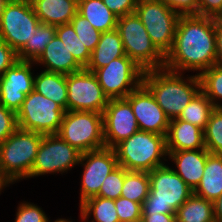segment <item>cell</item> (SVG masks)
<instances>
[{"mask_svg": "<svg viewBox=\"0 0 222 222\" xmlns=\"http://www.w3.org/2000/svg\"><path fill=\"white\" fill-rule=\"evenodd\" d=\"M124 183V167L118 166L104 180L99 190V197L117 199L121 197Z\"/></svg>", "mask_w": 222, "mask_h": 222, "instance_id": "e575fe53", "label": "cell"}, {"mask_svg": "<svg viewBox=\"0 0 222 222\" xmlns=\"http://www.w3.org/2000/svg\"><path fill=\"white\" fill-rule=\"evenodd\" d=\"M214 216L216 222H222V194L213 201Z\"/></svg>", "mask_w": 222, "mask_h": 222, "instance_id": "f6af8a7d", "label": "cell"}, {"mask_svg": "<svg viewBox=\"0 0 222 222\" xmlns=\"http://www.w3.org/2000/svg\"><path fill=\"white\" fill-rule=\"evenodd\" d=\"M114 150L118 165L128 171L150 172L166 165L161 158L167 161L168 156L166 136L141 130L122 140Z\"/></svg>", "mask_w": 222, "mask_h": 222, "instance_id": "277c9868", "label": "cell"}, {"mask_svg": "<svg viewBox=\"0 0 222 222\" xmlns=\"http://www.w3.org/2000/svg\"><path fill=\"white\" fill-rule=\"evenodd\" d=\"M37 63L46 67L45 71L65 75L83 69L57 35L54 36L52 41L45 47L43 53L33 64Z\"/></svg>", "mask_w": 222, "mask_h": 222, "instance_id": "ffe728a7", "label": "cell"}, {"mask_svg": "<svg viewBox=\"0 0 222 222\" xmlns=\"http://www.w3.org/2000/svg\"><path fill=\"white\" fill-rule=\"evenodd\" d=\"M79 164L84 166L80 189L81 204L91 197L98 196L105 178L119 165L114 148L107 147L81 153Z\"/></svg>", "mask_w": 222, "mask_h": 222, "instance_id": "5bb4252c", "label": "cell"}, {"mask_svg": "<svg viewBox=\"0 0 222 222\" xmlns=\"http://www.w3.org/2000/svg\"><path fill=\"white\" fill-rule=\"evenodd\" d=\"M41 23L59 26L70 23L78 11V0H30Z\"/></svg>", "mask_w": 222, "mask_h": 222, "instance_id": "44dd1931", "label": "cell"}, {"mask_svg": "<svg viewBox=\"0 0 222 222\" xmlns=\"http://www.w3.org/2000/svg\"><path fill=\"white\" fill-rule=\"evenodd\" d=\"M70 24L73 26L78 38L87 47L88 51L92 53L99 42L101 32L96 30L90 22L78 12L71 19Z\"/></svg>", "mask_w": 222, "mask_h": 222, "instance_id": "836d02e7", "label": "cell"}, {"mask_svg": "<svg viewBox=\"0 0 222 222\" xmlns=\"http://www.w3.org/2000/svg\"><path fill=\"white\" fill-rule=\"evenodd\" d=\"M197 74L200 77L201 91L215 107L222 108V104L217 102L219 99H222V65L215 64L202 73Z\"/></svg>", "mask_w": 222, "mask_h": 222, "instance_id": "1f68e13d", "label": "cell"}, {"mask_svg": "<svg viewBox=\"0 0 222 222\" xmlns=\"http://www.w3.org/2000/svg\"><path fill=\"white\" fill-rule=\"evenodd\" d=\"M50 222V221H49ZM54 222H72V221H70V220H66V219H57V220H55Z\"/></svg>", "mask_w": 222, "mask_h": 222, "instance_id": "c3c4849f", "label": "cell"}, {"mask_svg": "<svg viewBox=\"0 0 222 222\" xmlns=\"http://www.w3.org/2000/svg\"><path fill=\"white\" fill-rule=\"evenodd\" d=\"M65 110L53 100L32 90L17 112L18 127L43 135L59 132Z\"/></svg>", "mask_w": 222, "mask_h": 222, "instance_id": "30bf717a", "label": "cell"}, {"mask_svg": "<svg viewBox=\"0 0 222 222\" xmlns=\"http://www.w3.org/2000/svg\"><path fill=\"white\" fill-rule=\"evenodd\" d=\"M222 14V0H199V15L216 17Z\"/></svg>", "mask_w": 222, "mask_h": 222, "instance_id": "b9f144b4", "label": "cell"}, {"mask_svg": "<svg viewBox=\"0 0 222 222\" xmlns=\"http://www.w3.org/2000/svg\"><path fill=\"white\" fill-rule=\"evenodd\" d=\"M15 222H49V218L37 205L23 202L18 206Z\"/></svg>", "mask_w": 222, "mask_h": 222, "instance_id": "8d00e7d4", "label": "cell"}, {"mask_svg": "<svg viewBox=\"0 0 222 222\" xmlns=\"http://www.w3.org/2000/svg\"><path fill=\"white\" fill-rule=\"evenodd\" d=\"M206 149L212 154H222V108L216 107L204 130Z\"/></svg>", "mask_w": 222, "mask_h": 222, "instance_id": "d6a6232c", "label": "cell"}, {"mask_svg": "<svg viewBox=\"0 0 222 222\" xmlns=\"http://www.w3.org/2000/svg\"><path fill=\"white\" fill-rule=\"evenodd\" d=\"M143 72L140 66L124 55L93 73L104 94L109 99H118L125 98L142 83Z\"/></svg>", "mask_w": 222, "mask_h": 222, "instance_id": "8fae6325", "label": "cell"}, {"mask_svg": "<svg viewBox=\"0 0 222 222\" xmlns=\"http://www.w3.org/2000/svg\"><path fill=\"white\" fill-rule=\"evenodd\" d=\"M119 222H137L142 220V205L135 201L119 197L114 200Z\"/></svg>", "mask_w": 222, "mask_h": 222, "instance_id": "d590c367", "label": "cell"}, {"mask_svg": "<svg viewBox=\"0 0 222 222\" xmlns=\"http://www.w3.org/2000/svg\"><path fill=\"white\" fill-rule=\"evenodd\" d=\"M32 63L17 61L0 77V104L15 112L20 110L25 97L33 90Z\"/></svg>", "mask_w": 222, "mask_h": 222, "instance_id": "e0dca14e", "label": "cell"}, {"mask_svg": "<svg viewBox=\"0 0 222 222\" xmlns=\"http://www.w3.org/2000/svg\"><path fill=\"white\" fill-rule=\"evenodd\" d=\"M5 3H6L5 0H0V15H1L2 9L4 8Z\"/></svg>", "mask_w": 222, "mask_h": 222, "instance_id": "7dc6e473", "label": "cell"}, {"mask_svg": "<svg viewBox=\"0 0 222 222\" xmlns=\"http://www.w3.org/2000/svg\"><path fill=\"white\" fill-rule=\"evenodd\" d=\"M125 99L130 103L141 131L166 136L170 119L143 83Z\"/></svg>", "mask_w": 222, "mask_h": 222, "instance_id": "2e32d148", "label": "cell"}, {"mask_svg": "<svg viewBox=\"0 0 222 222\" xmlns=\"http://www.w3.org/2000/svg\"><path fill=\"white\" fill-rule=\"evenodd\" d=\"M167 152L168 158L177 166V170H173L194 191L204 174L206 159L210 152L207 149Z\"/></svg>", "mask_w": 222, "mask_h": 222, "instance_id": "ac0fdd59", "label": "cell"}, {"mask_svg": "<svg viewBox=\"0 0 222 222\" xmlns=\"http://www.w3.org/2000/svg\"><path fill=\"white\" fill-rule=\"evenodd\" d=\"M116 29L126 55L144 71L164 68L165 56L153 44L135 12L119 17Z\"/></svg>", "mask_w": 222, "mask_h": 222, "instance_id": "8992f818", "label": "cell"}, {"mask_svg": "<svg viewBox=\"0 0 222 222\" xmlns=\"http://www.w3.org/2000/svg\"><path fill=\"white\" fill-rule=\"evenodd\" d=\"M104 5L117 17L135 12L138 0H102Z\"/></svg>", "mask_w": 222, "mask_h": 222, "instance_id": "ab89813d", "label": "cell"}, {"mask_svg": "<svg viewBox=\"0 0 222 222\" xmlns=\"http://www.w3.org/2000/svg\"><path fill=\"white\" fill-rule=\"evenodd\" d=\"M57 134L81 153L106 147L103 113L65 111Z\"/></svg>", "mask_w": 222, "mask_h": 222, "instance_id": "52a82bcc", "label": "cell"}, {"mask_svg": "<svg viewBox=\"0 0 222 222\" xmlns=\"http://www.w3.org/2000/svg\"><path fill=\"white\" fill-rule=\"evenodd\" d=\"M11 182L3 175V173L0 171V192L5 188L7 185L9 186Z\"/></svg>", "mask_w": 222, "mask_h": 222, "instance_id": "bcb514c9", "label": "cell"}, {"mask_svg": "<svg viewBox=\"0 0 222 222\" xmlns=\"http://www.w3.org/2000/svg\"><path fill=\"white\" fill-rule=\"evenodd\" d=\"M17 61V53L6 42L0 40V77Z\"/></svg>", "mask_w": 222, "mask_h": 222, "instance_id": "60d3db41", "label": "cell"}, {"mask_svg": "<svg viewBox=\"0 0 222 222\" xmlns=\"http://www.w3.org/2000/svg\"><path fill=\"white\" fill-rule=\"evenodd\" d=\"M214 26L216 32V56L217 64L222 65V17H214Z\"/></svg>", "mask_w": 222, "mask_h": 222, "instance_id": "7bdbcfd3", "label": "cell"}, {"mask_svg": "<svg viewBox=\"0 0 222 222\" xmlns=\"http://www.w3.org/2000/svg\"><path fill=\"white\" fill-rule=\"evenodd\" d=\"M39 23L30 0L7 1L0 15V40L18 53L36 33Z\"/></svg>", "mask_w": 222, "mask_h": 222, "instance_id": "ba28073f", "label": "cell"}, {"mask_svg": "<svg viewBox=\"0 0 222 222\" xmlns=\"http://www.w3.org/2000/svg\"><path fill=\"white\" fill-rule=\"evenodd\" d=\"M193 194L212 202L222 194V154L207 156L204 174Z\"/></svg>", "mask_w": 222, "mask_h": 222, "instance_id": "603a6c76", "label": "cell"}, {"mask_svg": "<svg viewBox=\"0 0 222 222\" xmlns=\"http://www.w3.org/2000/svg\"><path fill=\"white\" fill-rule=\"evenodd\" d=\"M67 111L103 113L109 98L104 94L96 75L83 68L66 75Z\"/></svg>", "mask_w": 222, "mask_h": 222, "instance_id": "7c38bea8", "label": "cell"}, {"mask_svg": "<svg viewBox=\"0 0 222 222\" xmlns=\"http://www.w3.org/2000/svg\"><path fill=\"white\" fill-rule=\"evenodd\" d=\"M56 35L61 39L65 47L72 53L75 60L83 68H86L90 62L91 53L78 38L73 26L70 23L56 26Z\"/></svg>", "mask_w": 222, "mask_h": 222, "instance_id": "4dcf8cb0", "label": "cell"}, {"mask_svg": "<svg viewBox=\"0 0 222 222\" xmlns=\"http://www.w3.org/2000/svg\"><path fill=\"white\" fill-rule=\"evenodd\" d=\"M98 31L108 32L117 28L118 18L102 0H78V11Z\"/></svg>", "mask_w": 222, "mask_h": 222, "instance_id": "d4e9b609", "label": "cell"}, {"mask_svg": "<svg viewBox=\"0 0 222 222\" xmlns=\"http://www.w3.org/2000/svg\"><path fill=\"white\" fill-rule=\"evenodd\" d=\"M217 64L214 17L181 15L171 50L165 56L164 68L181 73L201 71Z\"/></svg>", "mask_w": 222, "mask_h": 222, "instance_id": "6da1fadb", "label": "cell"}, {"mask_svg": "<svg viewBox=\"0 0 222 222\" xmlns=\"http://www.w3.org/2000/svg\"><path fill=\"white\" fill-rule=\"evenodd\" d=\"M135 13L146 28L153 44L166 56L173 46L181 15L159 0H138Z\"/></svg>", "mask_w": 222, "mask_h": 222, "instance_id": "9c48e42d", "label": "cell"}, {"mask_svg": "<svg viewBox=\"0 0 222 222\" xmlns=\"http://www.w3.org/2000/svg\"><path fill=\"white\" fill-rule=\"evenodd\" d=\"M56 35V26L39 23L36 33L17 53L18 61L35 62Z\"/></svg>", "mask_w": 222, "mask_h": 222, "instance_id": "83f0119b", "label": "cell"}, {"mask_svg": "<svg viewBox=\"0 0 222 222\" xmlns=\"http://www.w3.org/2000/svg\"><path fill=\"white\" fill-rule=\"evenodd\" d=\"M103 128L107 148H114L140 130L132 107L125 98L109 99L103 112Z\"/></svg>", "mask_w": 222, "mask_h": 222, "instance_id": "9a60e30c", "label": "cell"}, {"mask_svg": "<svg viewBox=\"0 0 222 222\" xmlns=\"http://www.w3.org/2000/svg\"><path fill=\"white\" fill-rule=\"evenodd\" d=\"M150 190L142 203V214H175L193 195V190L168 165L148 172Z\"/></svg>", "mask_w": 222, "mask_h": 222, "instance_id": "3957f363", "label": "cell"}, {"mask_svg": "<svg viewBox=\"0 0 222 222\" xmlns=\"http://www.w3.org/2000/svg\"><path fill=\"white\" fill-rule=\"evenodd\" d=\"M150 190V179L148 172L128 171L124 168V183L121 197L142 203L145 201Z\"/></svg>", "mask_w": 222, "mask_h": 222, "instance_id": "f546056e", "label": "cell"}, {"mask_svg": "<svg viewBox=\"0 0 222 222\" xmlns=\"http://www.w3.org/2000/svg\"><path fill=\"white\" fill-rule=\"evenodd\" d=\"M82 220H88L93 215L91 222H119L118 214L113 199L99 196L91 197L80 204Z\"/></svg>", "mask_w": 222, "mask_h": 222, "instance_id": "4316f807", "label": "cell"}, {"mask_svg": "<svg viewBox=\"0 0 222 222\" xmlns=\"http://www.w3.org/2000/svg\"><path fill=\"white\" fill-rule=\"evenodd\" d=\"M18 128L17 115L0 104V144Z\"/></svg>", "mask_w": 222, "mask_h": 222, "instance_id": "74e56055", "label": "cell"}, {"mask_svg": "<svg viewBox=\"0 0 222 222\" xmlns=\"http://www.w3.org/2000/svg\"><path fill=\"white\" fill-rule=\"evenodd\" d=\"M144 222H176L175 214H142Z\"/></svg>", "mask_w": 222, "mask_h": 222, "instance_id": "ee69618b", "label": "cell"}, {"mask_svg": "<svg viewBox=\"0 0 222 222\" xmlns=\"http://www.w3.org/2000/svg\"><path fill=\"white\" fill-rule=\"evenodd\" d=\"M167 151L206 149L204 131L189 122L170 120L166 134Z\"/></svg>", "mask_w": 222, "mask_h": 222, "instance_id": "d6986e66", "label": "cell"}, {"mask_svg": "<svg viewBox=\"0 0 222 222\" xmlns=\"http://www.w3.org/2000/svg\"><path fill=\"white\" fill-rule=\"evenodd\" d=\"M179 15H199V0H159Z\"/></svg>", "mask_w": 222, "mask_h": 222, "instance_id": "f35d334b", "label": "cell"}, {"mask_svg": "<svg viewBox=\"0 0 222 222\" xmlns=\"http://www.w3.org/2000/svg\"><path fill=\"white\" fill-rule=\"evenodd\" d=\"M176 222H215L213 202L193 194L176 211Z\"/></svg>", "mask_w": 222, "mask_h": 222, "instance_id": "484cf974", "label": "cell"}, {"mask_svg": "<svg viewBox=\"0 0 222 222\" xmlns=\"http://www.w3.org/2000/svg\"><path fill=\"white\" fill-rule=\"evenodd\" d=\"M126 55L121 36L117 29L102 32L99 42L91 53V59L86 69L94 72L108 65L112 60Z\"/></svg>", "mask_w": 222, "mask_h": 222, "instance_id": "7402d4cb", "label": "cell"}, {"mask_svg": "<svg viewBox=\"0 0 222 222\" xmlns=\"http://www.w3.org/2000/svg\"><path fill=\"white\" fill-rule=\"evenodd\" d=\"M42 138L18 127L0 144V171L11 183L29 178Z\"/></svg>", "mask_w": 222, "mask_h": 222, "instance_id": "5b68a950", "label": "cell"}, {"mask_svg": "<svg viewBox=\"0 0 222 222\" xmlns=\"http://www.w3.org/2000/svg\"><path fill=\"white\" fill-rule=\"evenodd\" d=\"M216 107L200 90L183 109L177 119L186 121L201 128L203 131Z\"/></svg>", "mask_w": 222, "mask_h": 222, "instance_id": "f1b7e54d", "label": "cell"}, {"mask_svg": "<svg viewBox=\"0 0 222 222\" xmlns=\"http://www.w3.org/2000/svg\"><path fill=\"white\" fill-rule=\"evenodd\" d=\"M81 152L58 134L43 135L29 178L67 172L79 165Z\"/></svg>", "mask_w": 222, "mask_h": 222, "instance_id": "4fadbf2b", "label": "cell"}, {"mask_svg": "<svg viewBox=\"0 0 222 222\" xmlns=\"http://www.w3.org/2000/svg\"><path fill=\"white\" fill-rule=\"evenodd\" d=\"M182 74L183 72L177 73L165 68L143 72L142 83L150 90L157 104L170 120L178 118L192 98L201 90L198 74L186 79Z\"/></svg>", "mask_w": 222, "mask_h": 222, "instance_id": "7a4b0ae2", "label": "cell"}, {"mask_svg": "<svg viewBox=\"0 0 222 222\" xmlns=\"http://www.w3.org/2000/svg\"><path fill=\"white\" fill-rule=\"evenodd\" d=\"M33 90L58 103L67 111L66 75L55 72L42 71L34 77Z\"/></svg>", "mask_w": 222, "mask_h": 222, "instance_id": "cb8c5ba5", "label": "cell"}]
</instances>
